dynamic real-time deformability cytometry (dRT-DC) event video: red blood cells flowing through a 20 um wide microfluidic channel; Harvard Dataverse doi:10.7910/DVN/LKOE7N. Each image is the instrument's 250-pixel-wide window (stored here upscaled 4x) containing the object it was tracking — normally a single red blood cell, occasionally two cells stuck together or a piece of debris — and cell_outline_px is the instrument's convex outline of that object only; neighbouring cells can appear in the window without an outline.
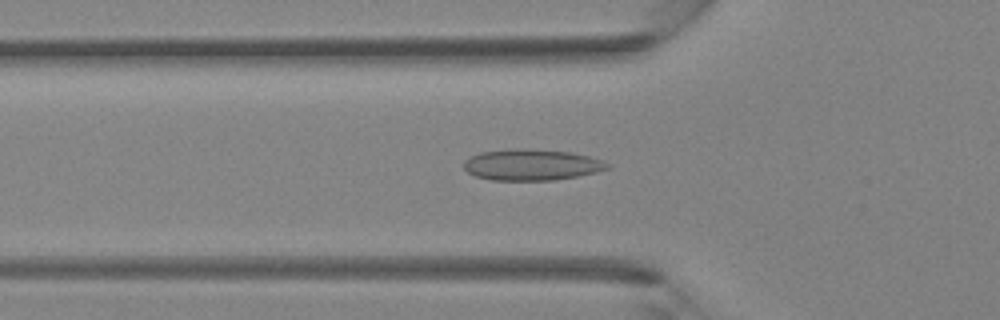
{"species": "Egyptian fruit bat (a non-hibernating species)", "species_latin": "Rousettus aegyptiacus", "temperature_condition": "room temperature", "stored_images_in_passage": 31, "camera_frame_rate_fps": 3000, "um_per_image_px": 0.085, "animal": {"sex": "female"}, "frame": {"image": 1, "passage_image": 7, "time_ms": 2.0, "image_size_px": [1000, 320], "cell_outline_px": [[612, 164], [608, 168], [596, 172], [576, 176], [552, 180], [492, 180], [476, 176], [468, 172], [464, 168], [464, 160], [468, 156], [480, 152], [520, 148], [524, 148], [572, 152], [604, 160]], "centroid_in_image_um": [45.19, 14.0], "position_along_channel_um": 80.6, "area_um2": 26.13}}
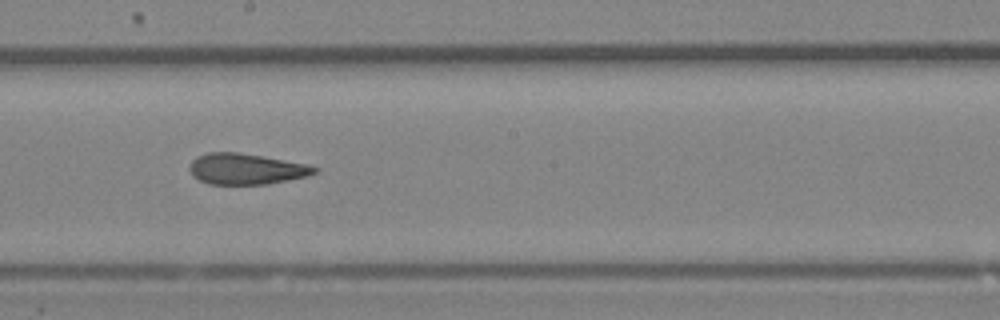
{"frame": {"image": 2, "passage_image": 16, "time_ms": 5.0, "image_size_px": [1000, 320], "cell_outline_px": [[320, 168], [316, 172], [308, 176], [268, 184], [208, 184], [192, 176], [188, 168], [192, 160], [196, 156], [208, 152], [240, 152], [308, 164]], "centroid_in_image_um": [20.91, 14.35], "position_along_channel_um": 227.3, "area_um2": 22.72}}
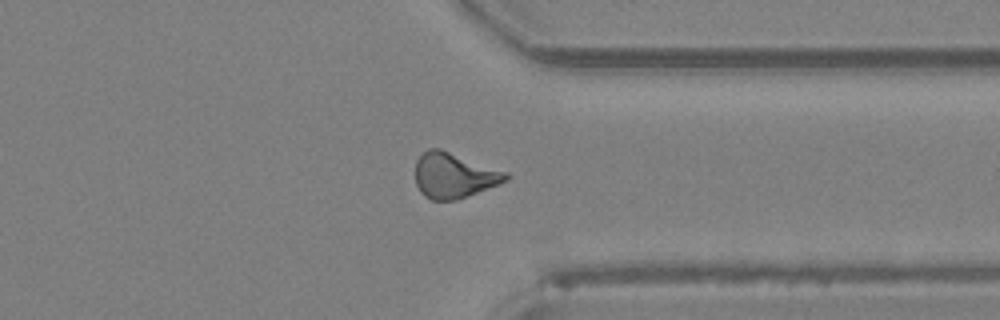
{"frame": {"image": 3, "passage_image": 25, "time_ms": 8.0, "image_size_px": [1000, 320], "cell_outline_px": [[512, 176], [508, 180], [500, 184], [456, 200], [432, 200], [424, 196], [420, 192], [416, 184], [416, 160], [428, 148], [440, 148], [508, 172]], "centroid_in_image_um": [38.61, 14.91], "position_along_channel_um": 372.8, "area_um2": 24.04}}